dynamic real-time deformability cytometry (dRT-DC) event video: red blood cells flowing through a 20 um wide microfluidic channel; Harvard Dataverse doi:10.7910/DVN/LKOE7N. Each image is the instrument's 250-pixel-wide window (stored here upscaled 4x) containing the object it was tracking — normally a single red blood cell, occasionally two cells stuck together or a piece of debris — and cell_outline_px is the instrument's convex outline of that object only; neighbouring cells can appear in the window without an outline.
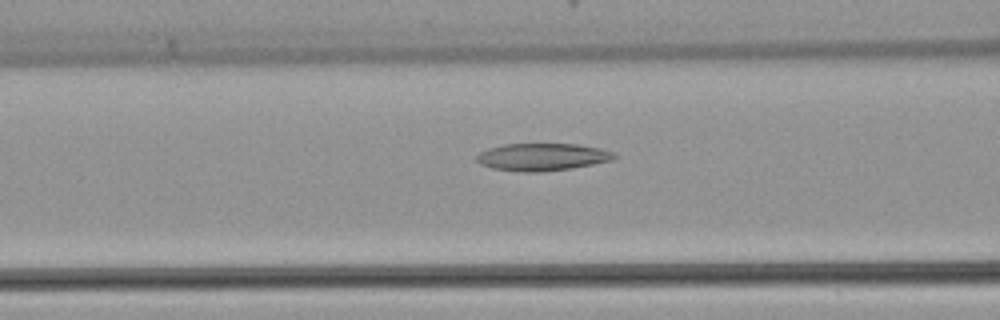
{"species": "common noctule bat (a hibernating species)", "species_latin": "Nyctalus noctula", "temperature_condition": "warm", "stored_images_in_passage": 39, "camera_frame_rate_fps": 3000, "um_per_image_px": 0.085, "animal": {"sex": "female", "body_mass_g": 22.7, "forearm_length_mm": 54.2}, "frame": {"image": 1, "passage_image": 19, "time_ms": 6.0, "image_size_px": [1000, 320], "cell_outline_px": [[616, 156], [612, 160], [572, 168], [540, 172], [524, 172], [492, 168], [480, 164], [476, 160], [476, 156], [480, 152], [488, 148], [504, 144], [576, 144], [600, 148], [616, 152]], "centroid_in_image_um": [46.09, 13.34], "position_along_channel_um": 120.5, "area_um2": 21.96}}
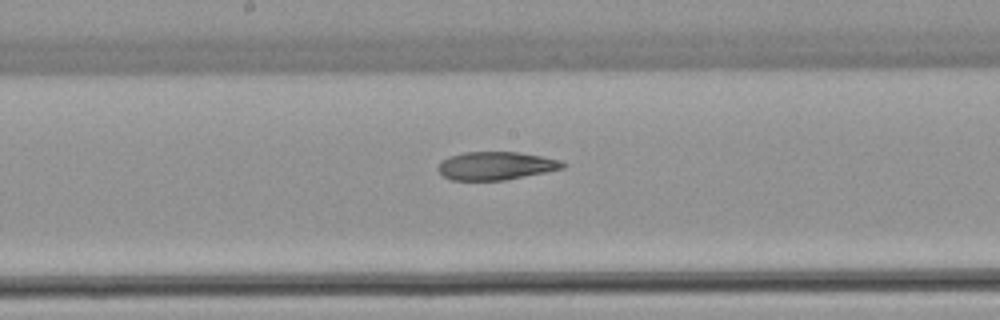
{"frame": {"image": 2, "passage_image": 25, "time_ms": 8.0, "image_size_px": [1000, 320], "cell_outline_px": [[568, 164], [564, 168], [548, 172], [504, 180], [452, 180], [444, 176], [436, 168], [448, 156], [464, 152], [520, 152], [560, 160]], "centroid_in_image_um": [42.18, 14.09], "position_along_channel_um": 206.0, "area_um2": 20.46}}
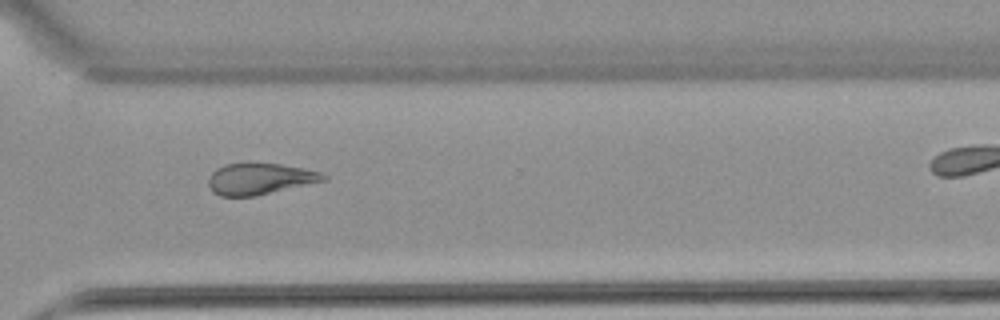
{"frame": {"image": 3, "passage_image": 35, "time_ms": 11.333, "image_size_px": [1000, 320], "cell_outline_px": [[328, 180], [256, 196], [220, 196], [212, 192], [208, 184], [208, 176], [216, 168], [224, 164], [280, 164], [304, 168], [320, 172], [328, 176]], "centroid_in_image_um": [22.09, 15.21], "position_along_channel_um": 348.5, "area_um2": 21.04}}